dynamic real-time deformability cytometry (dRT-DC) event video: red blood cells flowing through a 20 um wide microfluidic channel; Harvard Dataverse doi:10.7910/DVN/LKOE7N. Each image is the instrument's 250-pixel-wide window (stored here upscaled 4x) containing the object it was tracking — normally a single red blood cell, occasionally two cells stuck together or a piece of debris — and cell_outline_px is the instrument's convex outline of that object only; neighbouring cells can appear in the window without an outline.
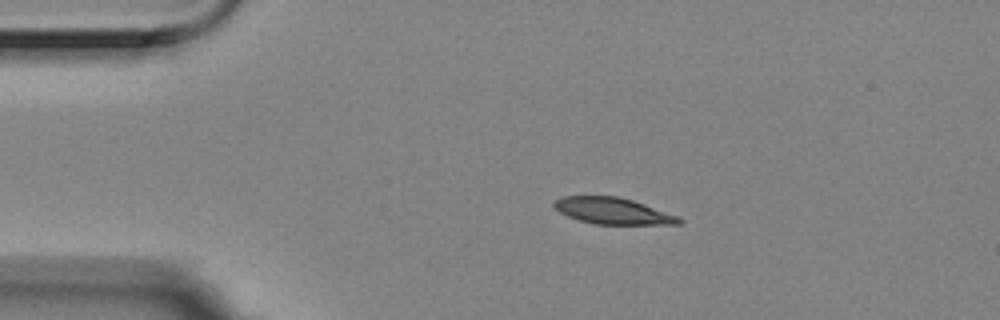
{"species": "Egyptian fruit bat (a non-hibernating species)", "species_latin": "Rousettus aegyptiacus", "temperature_condition": "room temperature", "stored_images_in_passage": 4, "camera_frame_rate_fps": 3000, "um_per_image_px": 0.085, "animal": {"sex": "female"}, "frame": {"image": 1, "passage_image": 1, "time_ms": 0.0, "image_size_px": [1000, 320], "cell_outline_px": [[684, 220], [680, 224], [592, 224], [568, 216], [560, 212], [552, 204], [556, 200], [564, 196], [616, 196], [632, 200], [680, 216]], "centroid_in_image_um": [52.13, 17.93], "position_along_channel_um": 32.9, "area_um2": 19.13}}
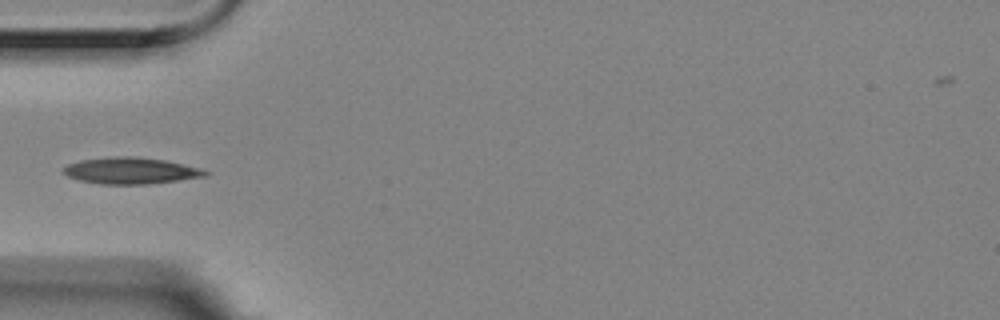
{"frame": {"image": 2, "passage_image": 3, "time_ms": 0.667, "image_size_px": [1000, 320], "cell_outline_px": [[208, 176], [148, 184], [100, 184], [80, 180], [68, 176], [64, 172], [64, 168], [68, 164], [80, 160], [108, 156], [136, 156], [164, 160], [184, 164], [200, 168], [208, 172]], "centroid_in_image_um": [11.12, 14.5], "position_along_channel_um": 73.9, "area_um2": 21.85}}